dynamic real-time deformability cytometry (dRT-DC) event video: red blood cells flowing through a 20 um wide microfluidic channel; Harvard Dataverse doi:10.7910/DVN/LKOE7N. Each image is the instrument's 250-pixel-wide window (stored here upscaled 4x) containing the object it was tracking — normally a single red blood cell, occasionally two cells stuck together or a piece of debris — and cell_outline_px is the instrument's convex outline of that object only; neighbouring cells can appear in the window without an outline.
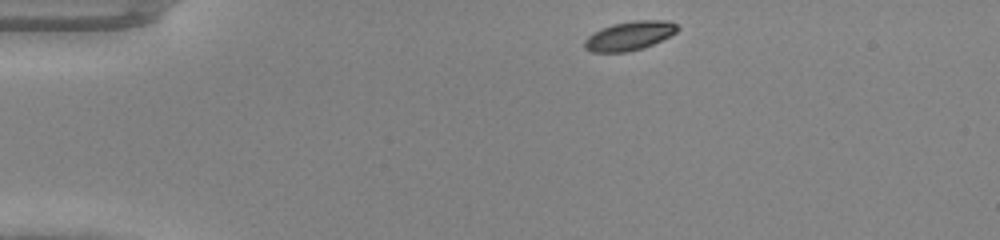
{"species": "common noctule bat (a hibernating species)", "species_latin": "Nyctalus noctula", "temperature_condition": "warm", "stored_images_in_passage": 40, "camera_frame_rate_fps": 3000, "um_per_image_px": 0.085, "animal": {"sex": "male", "body_mass_g": 20.0, "forearm_length_mm": 53.3}, "frame": {"image": 1, "passage_image": 1, "time_ms": 0.0, "image_size_px": [1000, 240], "cell_outline_px": [[680, 28], [676, 32], [652, 44], [628, 52], [592, 52], [584, 48], [584, 40], [588, 36], [612, 24], [640, 20], [668, 20], [676, 24]], "centroid_in_image_um": [53.5, 3.04], "position_along_channel_um": 31.5, "area_um2": 15.37}}
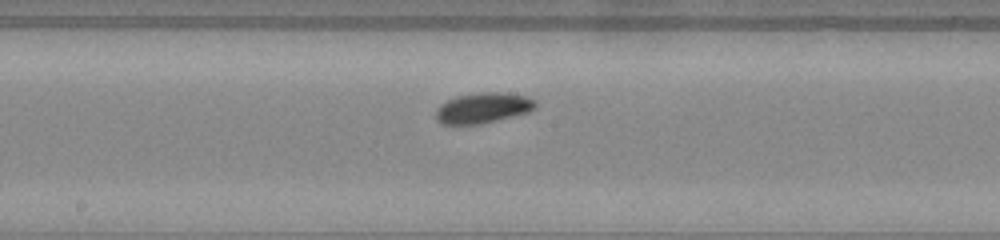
{"frame": {"image": 2, "passage_image": 18, "time_ms": 5.667, "image_size_px": [1000, 240], "cell_outline_px": [[536, 108], [528, 112], [480, 124], [440, 124], [436, 120], [436, 108], [440, 104], [456, 96], [480, 92], [500, 92], [528, 96], [536, 100]], "centroid_in_image_um": [41.05, 9.16], "position_along_channel_um": 207.2, "area_um2": 17.74}}
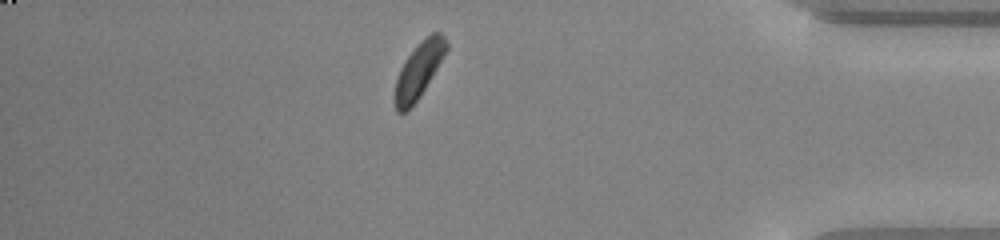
{"frame": {"image": 3, "passage_image": 34, "time_ms": 11.0, "image_size_px": [1000, 240], "cell_outline_px": [[448, 48], [420, 96], [404, 112], [396, 112], [392, 100], [392, 96], [396, 80], [400, 68], [404, 60], [432, 32], [440, 32], [444, 36], [448, 44]], "centroid_in_image_um": [35.55, 6.02], "position_along_channel_um": 399.7, "area_um2": 16.3}}